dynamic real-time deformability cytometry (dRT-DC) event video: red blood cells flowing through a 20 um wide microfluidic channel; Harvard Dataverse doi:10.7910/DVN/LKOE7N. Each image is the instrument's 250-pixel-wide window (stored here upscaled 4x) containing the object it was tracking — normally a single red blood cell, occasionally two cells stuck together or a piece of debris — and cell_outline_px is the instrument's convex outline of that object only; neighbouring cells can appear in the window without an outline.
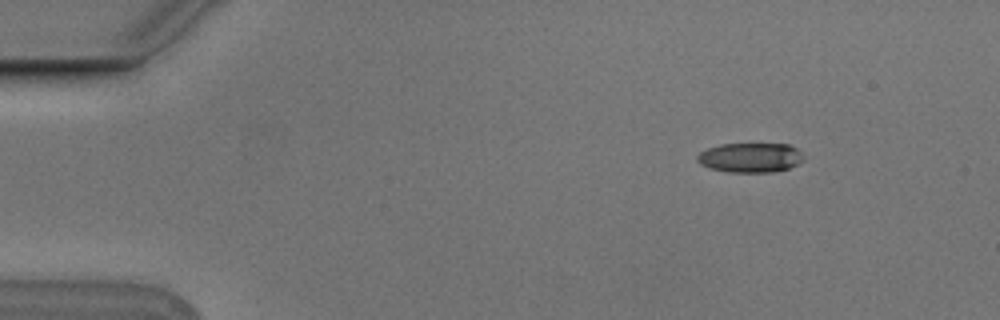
{"species": "Egyptian fruit bat (a non-hibernating species)", "species_latin": "Rousettus aegyptiacus", "temperature_condition": "cold", "stored_images_in_passage": 49, "camera_frame_rate_fps": 3000, "um_per_image_px": 0.085, "animal": {"sex": "male"}, "frame": {"image": 1, "passage_image": 2, "time_ms": 0.333, "image_size_px": [1000, 320], "cell_outline_px": [[804, 160], [800, 164], [788, 168], [772, 172], [728, 172], [708, 168], [700, 164], [696, 160], [696, 156], [700, 152], [708, 148], [720, 144], [788, 144], [796, 148], [800, 152]], "centroid_in_image_um": [63.76, 13.4], "position_along_channel_um": 21.2, "area_um2": 18.44}}
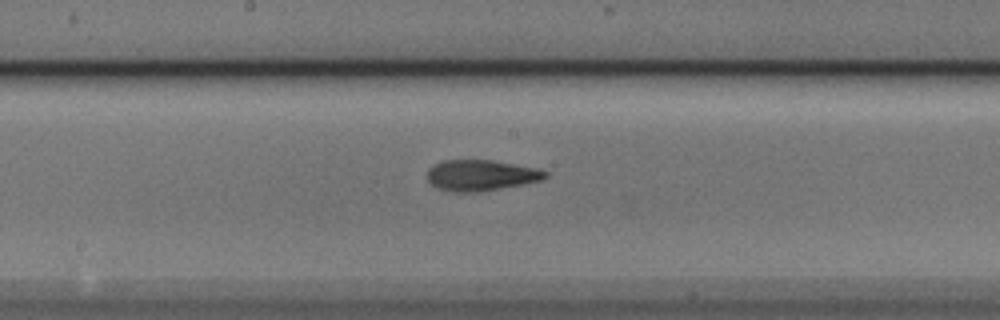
{"frame": {"image": 2, "passage_image": 24, "time_ms": 7.667, "image_size_px": [1000, 320], "cell_outline_px": [[548, 176], [540, 180], [500, 188], [476, 192], [452, 192], [436, 188], [428, 180], [428, 168], [432, 164], [444, 160], [492, 160], [536, 168], [548, 172]], "centroid_in_image_um": [40.83, 14.89], "position_along_channel_um": 207.4, "area_um2": 21.1}}
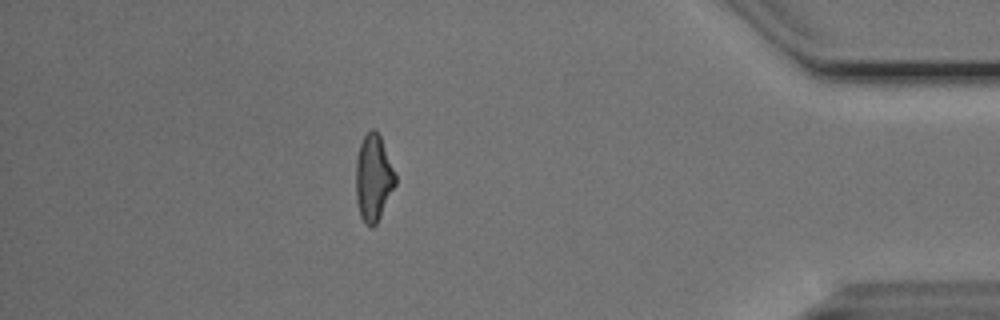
{"frame": {"image": 3, "passage_image": 43, "time_ms": 14.0, "image_size_px": [1000, 320], "cell_outline_px": [[396, 184], [376, 224], [372, 228], [364, 224], [360, 216], [356, 200], [356, 160], [360, 144], [364, 136], [372, 128], [380, 136], [396, 172]], "centroid_in_image_um": [31.74, 15.15], "position_along_channel_um": 403.5, "area_um2": 19.94}, "authors_computed_cell_mechanics": {"area_um2": 20.3456, "velocity_mm_per_s": 3.7724, "shape_relaxation_time_tau1_ms": 4.1967, "shape_relaxation_time_tau2_ms": 2.179, "deformation_change_tau1": 0.1745, "deformation_change_tau2": 0.1169}}